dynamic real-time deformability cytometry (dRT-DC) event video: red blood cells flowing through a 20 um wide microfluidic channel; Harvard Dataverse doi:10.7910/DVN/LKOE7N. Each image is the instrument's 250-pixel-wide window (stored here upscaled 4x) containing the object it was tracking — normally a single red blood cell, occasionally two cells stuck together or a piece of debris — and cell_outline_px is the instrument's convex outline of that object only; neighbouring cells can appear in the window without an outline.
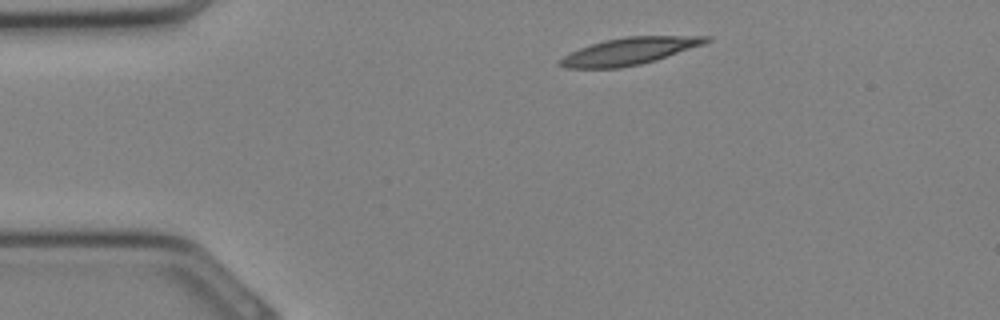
{"species": "Egyptian fruit bat (a non-hibernating species)", "species_latin": "Rousettus aegyptiacus", "temperature_condition": "cold", "stored_images_in_passage": 27, "camera_frame_rate_fps": 3000, "um_per_image_px": 0.085, "animal": {"sex": "female"}, "frame": {"image": 1, "passage_image": 1, "time_ms": 0.0, "image_size_px": [1000, 320], "cell_outline_px": [[712, 40], [704, 44], [656, 60], [640, 64], [620, 68], [564, 68], [556, 64], [556, 60], [580, 48], [604, 40], [628, 36], [712, 36]], "centroid_in_image_um": [53.48, 4.35], "position_along_channel_um": 31.5, "area_um2": 23.06}}
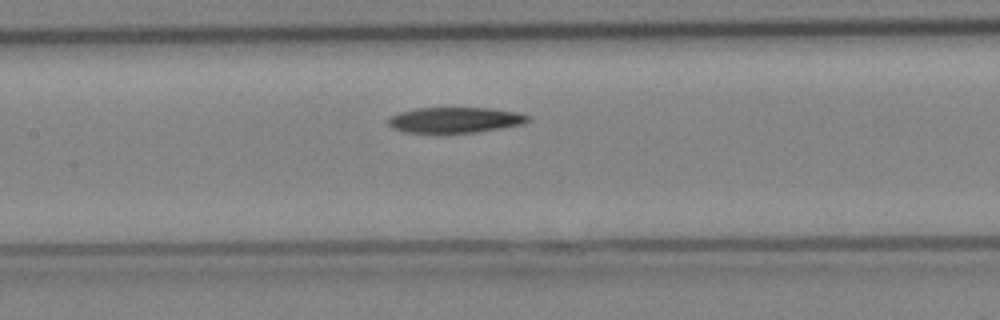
{"frame": {"image": 2, "passage_image": 10, "time_ms": 3.0, "image_size_px": [1000, 320], "cell_outline_px": [[532, 120], [524, 124], [476, 132], [404, 132], [392, 128], [388, 124], [388, 116], [400, 112], [416, 108], [496, 108], [516, 112], [532, 116]], "centroid_in_image_um": [38.72, 10.18], "position_along_channel_um": 168.7, "area_um2": 20.92}}
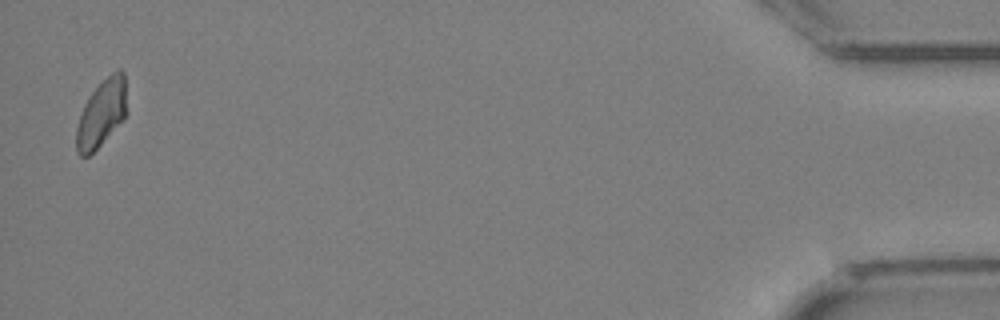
{"frame": {"image": 3, "passage_image": 27, "time_ms": 8.667, "image_size_px": [1000, 320], "cell_outline_px": [[128, 112], [124, 120], [88, 156], [80, 156], [76, 152], [76, 128], [84, 104], [88, 96], [112, 72], [120, 68], [124, 72]], "centroid_in_image_um": [8.66, 9.62], "position_along_channel_um": 426.5, "area_um2": 19.83}}